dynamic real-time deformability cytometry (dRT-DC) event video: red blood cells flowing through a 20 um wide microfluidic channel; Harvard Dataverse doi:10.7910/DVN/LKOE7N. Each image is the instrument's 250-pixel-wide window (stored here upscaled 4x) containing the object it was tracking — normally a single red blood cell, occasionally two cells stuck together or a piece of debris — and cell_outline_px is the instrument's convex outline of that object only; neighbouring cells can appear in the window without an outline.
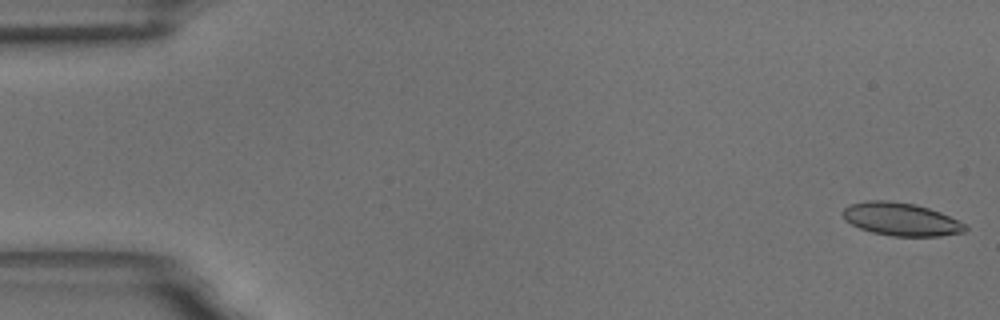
{"species": "common noctule bat (a hibernating species)", "species_latin": "Nyctalus noctula", "temperature_condition": "room temperature", "stored_images_in_passage": 11, "camera_frame_rate_fps": 3000, "um_per_image_px": 0.085, "animal": {"sex": "male", "body_mass_g": 18.8}, "frame": {"image": 1, "passage_image": 1, "time_ms": 0.0, "image_size_px": [1000, 320], "cell_outline_px": [[968, 228], [964, 232], [940, 236], [892, 236], [872, 232], [860, 228], [844, 220], [840, 212], [848, 204], [868, 200], [884, 200], [916, 204], [940, 212], [968, 224]], "centroid_in_image_um": [76.57, 18.63], "position_along_channel_um": 8.4, "area_um2": 23.76}}